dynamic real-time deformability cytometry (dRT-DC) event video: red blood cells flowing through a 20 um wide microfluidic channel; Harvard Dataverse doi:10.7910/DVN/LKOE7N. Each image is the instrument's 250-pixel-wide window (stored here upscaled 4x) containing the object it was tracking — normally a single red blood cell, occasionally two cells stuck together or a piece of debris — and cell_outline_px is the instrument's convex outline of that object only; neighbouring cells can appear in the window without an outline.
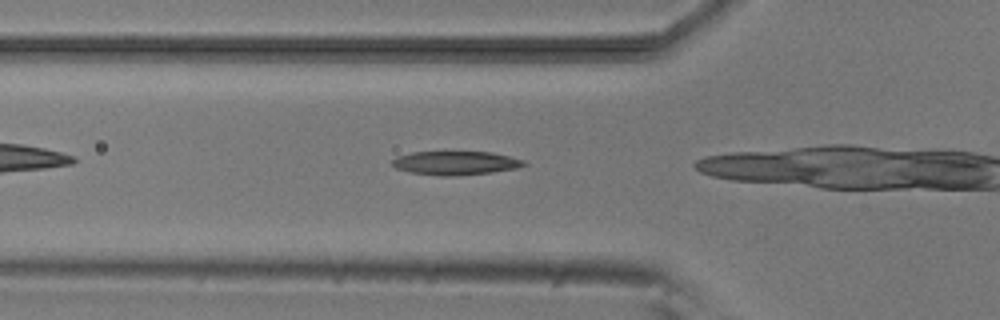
{"species": "common noctule bat (a hibernating species)", "species_latin": "Nyctalus noctula", "temperature_condition": "room temperature", "stored_images_in_passage": 12, "camera_frame_rate_fps": 3000, "um_per_image_px": 0.085, "animal": {"sex": "male", "body_mass_g": 20.5, "forearm_length_mm": 52.5}, "frame": {"image": 1, "passage_image": 7, "time_ms": 2.0, "image_size_px": [1000, 320], "cell_outline_px": [[528, 164], [516, 168], [492, 172], [456, 176], [440, 176], [408, 172], [396, 168], [392, 164], [392, 160], [396, 156], [412, 152], [492, 152], [524, 160]], "centroid_in_image_um": [38.7, 13.86], "position_along_channel_um": 87.1, "area_um2": 18.26}}
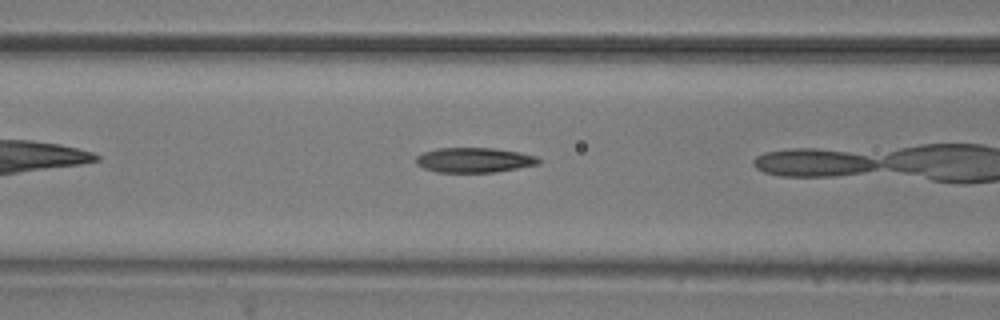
{"frame": {"image": 2, "passage_image": 10, "time_ms": 3.0, "image_size_px": [1000, 320], "cell_outline_px": [[540, 164], [496, 172], [436, 172], [424, 168], [416, 164], [416, 156], [424, 152], [436, 148], [492, 148], [520, 152], [536, 156], [540, 160]], "centroid_in_image_um": [40.3, 13.6], "position_along_channel_um": 126.3, "area_um2": 17.8}}